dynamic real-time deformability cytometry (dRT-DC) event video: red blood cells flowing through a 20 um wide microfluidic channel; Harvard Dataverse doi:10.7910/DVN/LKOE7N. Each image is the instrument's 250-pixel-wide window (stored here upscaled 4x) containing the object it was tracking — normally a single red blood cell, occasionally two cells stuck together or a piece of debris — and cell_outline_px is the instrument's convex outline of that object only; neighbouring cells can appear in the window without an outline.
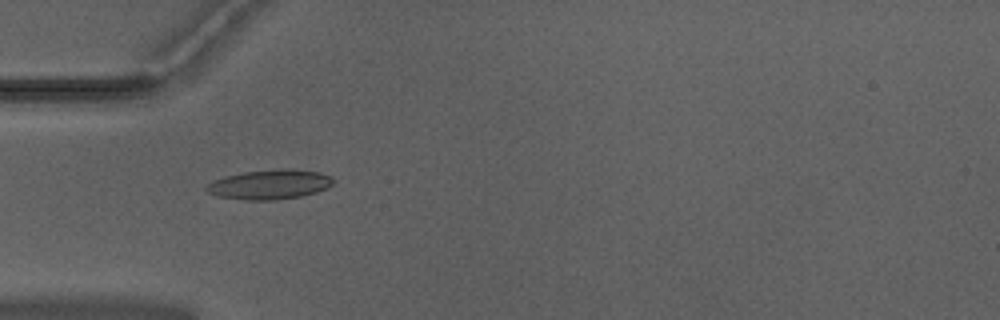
{"species": "Egyptian fruit bat (a non-hibernating species)", "species_latin": "Rousettus aegyptiacus", "temperature_condition": "warm", "stored_images_in_passage": 33, "camera_frame_rate_fps": 3000, "um_per_image_px": 0.085, "animal": {"sex": "male"}, "frame": {"image": 1, "passage_image": 12, "time_ms": 3.667, "image_size_px": [1000, 320], "cell_outline_px": [[336, 180], [328, 188], [316, 192], [300, 196], [276, 200], [244, 200], [216, 196], [208, 192], [204, 188], [212, 180], [224, 176], [244, 172], [284, 168], [288, 168], [320, 172], [332, 176]], "centroid_in_image_um": [22.93, 15.67], "position_along_channel_um": 62.1, "area_um2": 22.14}}
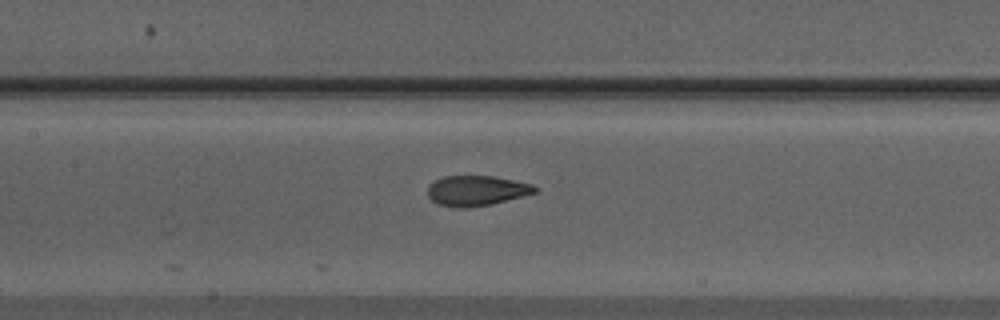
{"frame": {"image": 2, "passage_image": 20, "time_ms": 6.333, "image_size_px": [1000, 320], "cell_outline_px": [[540, 188], [536, 192], [524, 196], [492, 204], [468, 208], [460, 208], [440, 204], [432, 200], [428, 196], [428, 184], [444, 176], [492, 176], [532, 184]], "centroid_in_image_um": [40.52, 16.21], "position_along_channel_um": 166.9, "area_um2": 18.84}}
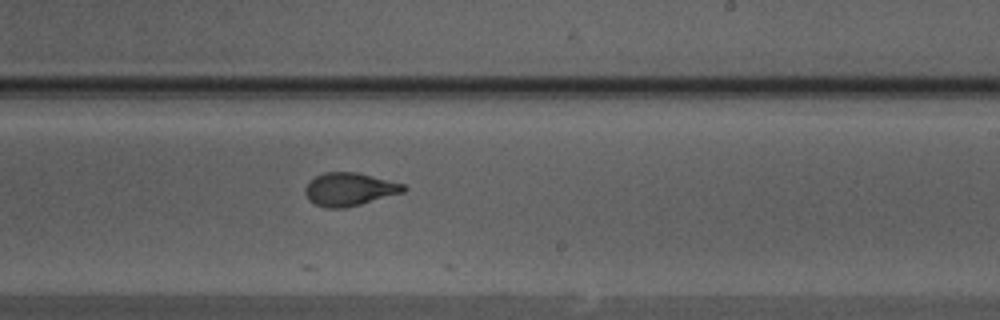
{"frame": {"image": 3, "passage_image": 27, "time_ms": 8.667, "image_size_px": [1000, 320], "cell_outline_px": [[408, 188], [404, 192], [360, 204], [344, 208], [328, 208], [316, 204], [308, 200], [304, 192], [304, 188], [316, 176], [324, 172], [356, 172], [404, 184]], "centroid_in_image_um": [29.69, 16.09], "position_along_channel_um": 259.3, "area_um2": 18.79}}